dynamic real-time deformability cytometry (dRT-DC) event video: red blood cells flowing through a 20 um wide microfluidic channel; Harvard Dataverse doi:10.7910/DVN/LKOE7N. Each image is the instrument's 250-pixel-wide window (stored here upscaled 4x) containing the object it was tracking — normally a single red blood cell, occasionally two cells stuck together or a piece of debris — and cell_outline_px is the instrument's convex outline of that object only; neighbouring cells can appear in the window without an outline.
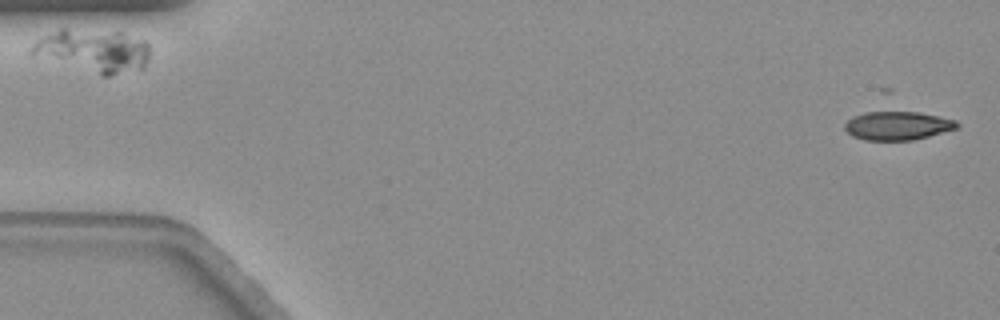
{"species": "common noctule bat (a hibernating species)", "species_latin": "Nyctalus noctula", "temperature_condition": "warm", "stored_images_in_passage": 58, "camera_frame_rate_fps": 3000, "um_per_image_px": 0.085, "animal": {"sex": "female", "body_mass_g": 19.3, "forearm_length_mm": 54.1}, "frame": {"image": 1, "passage_image": 2, "time_ms": 0.333, "image_size_px": [1000, 320], "cell_outline_px": [[960, 124], [956, 128], [928, 136], [912, 140], [864, 140], [852, 136], [844, 128], [844, 124], [852, 116], [864, 112], [880, 108], [892, 108], [920, 112], [956, 120]], "centroid_in_image_um": [76.23, 10.61], "position_along_channel_um": 8.8, "area_um2": 19.59}}
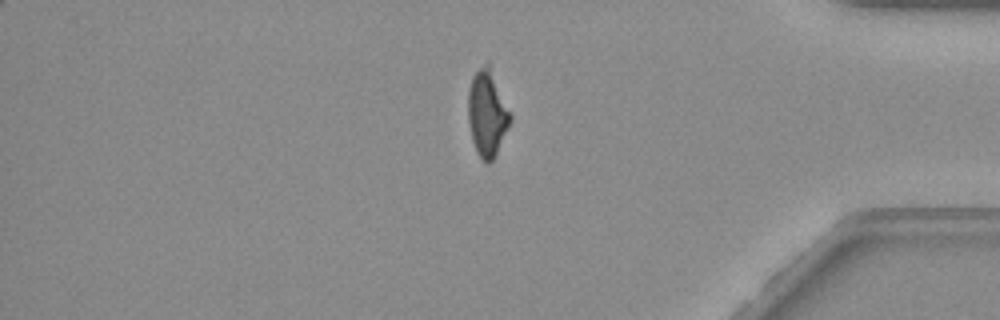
{"frame": {"image": 2, "passage_image": 49, "time_ms": 16.0, "image_size_px": [1000, 320], "cell_outline_px": [[512, 120], [492, 160], [488, 164], [476, 152], [472, 140], [468, 120], [468, 88], [472, 76], [488, 60], [512, 116]], "centroid_in_image_um": [41.4, 9.59], "position_along_channel_um": 393.8, "area_um2": 21.1}}
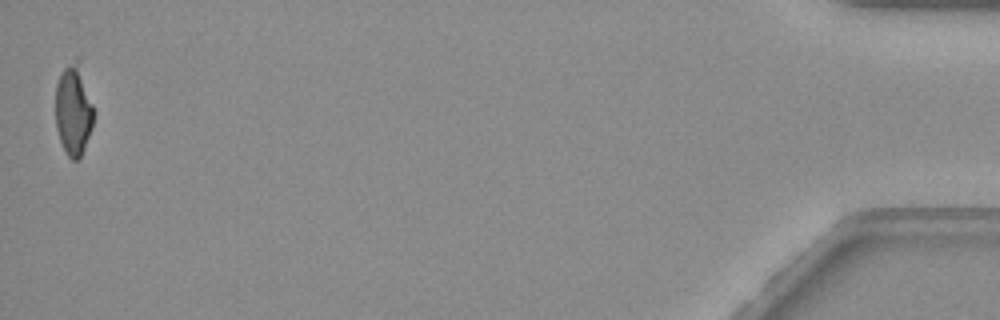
{"frame": {"image": 3, "passage_image": 58, "time_ms": 19.0, "image_size_px": [1000, 320], "cell_outline_px": [[92, 128], [80, 160], [72, 160], [68, 156], [60, 140], [56, 128], [56, 84], [60, 72], [76, 56], [80, 56], [92, 104]], "centroid_in_image_um": [6.25, 9.28], "position_along_channel_um": 429.0, "area_um2": 20.52}, "authors_computed_cell_mechanics": {"area_um2": 21.2704, "velocity_mm_per_s": 3.5418, "shape_relaxation_time_tau1_ms": 9.9981, "shape_relaxation_time_tau2_ms": 4.4445, "deformation_change_tau1": 0.2266, "deformation_change_tau2": 0.0939}}